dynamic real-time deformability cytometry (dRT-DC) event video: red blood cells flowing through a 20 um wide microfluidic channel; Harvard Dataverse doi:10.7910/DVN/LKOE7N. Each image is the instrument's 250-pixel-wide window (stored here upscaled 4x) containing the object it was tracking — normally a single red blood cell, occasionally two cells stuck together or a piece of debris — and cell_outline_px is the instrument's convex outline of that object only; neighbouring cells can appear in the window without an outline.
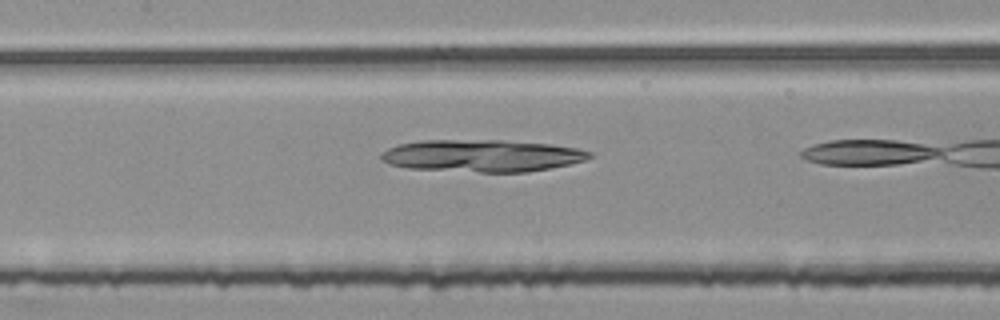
{"species": "common noctule bat (a hibernating species)", "species_latin": "Nyctalus noctula", "temperature_condition": "room temperature", "stored_images_in_passage": 7, "camera_frame_rate_fps": 3000, "um_per_image_px": 0.085, "animal": {"sex": "female", "body_mass_g": 25.1}, "frame": {"image": 1, "passage_image": 6, "time_ms": 1.667, "image_size_px": [1000, 320], "cell_outline_px": [[592, 156], [584, 160], [568, 164], [528, 172], [480, 172], [408, 168], [388, 164], [380, 160], [380, 152], [388, 148], [400, 144], [416, 140], [504, 140], [552, 144], [580, 148], [592, 152]], "centroid_in_image_um": [40.94, 13.22], "position_along_channel_um": 166.5, "area_um2": 39.3}}